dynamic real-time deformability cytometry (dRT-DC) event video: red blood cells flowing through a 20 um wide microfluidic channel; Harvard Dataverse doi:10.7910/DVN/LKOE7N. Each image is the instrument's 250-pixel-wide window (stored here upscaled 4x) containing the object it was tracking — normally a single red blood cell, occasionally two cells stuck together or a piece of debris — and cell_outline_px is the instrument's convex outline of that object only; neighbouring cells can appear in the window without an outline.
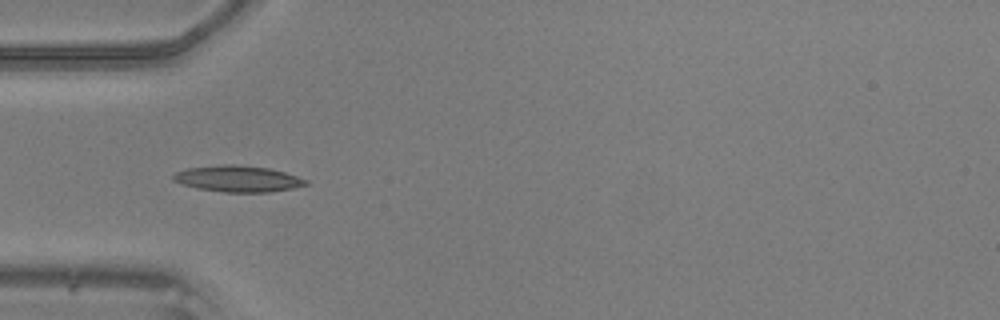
{"species": "common noctule bat (a hibernating species)", "species_latin": "Nyctalus noctula", "temperature_condition": "warm", "stored_images_in_passage": 24, "camera_frame_rate_fps": 3000, "um_per_image_px": 0.085, "animal": {"sex": "male", "body_mass_g": 20.5, "forearm_length_mm": 52.5}, "frame": {"image": 1, "passage_image": 1, "time_ms": 0.0, "image_size_px": [1000, 320], "cell_outline_px": [[308, 184], [292, 188], [272, 192], [224, 192], [196, 188], [172, 180], [172, 176], [176, 172], [188, 168], [224, 164], [236, 164], [268, 168], [284, 172], [308, 180]], "centroid_in_image_um": [20.22, 15.19], "position_along_channel_um": 64.8, "area_um2": 20.17}}
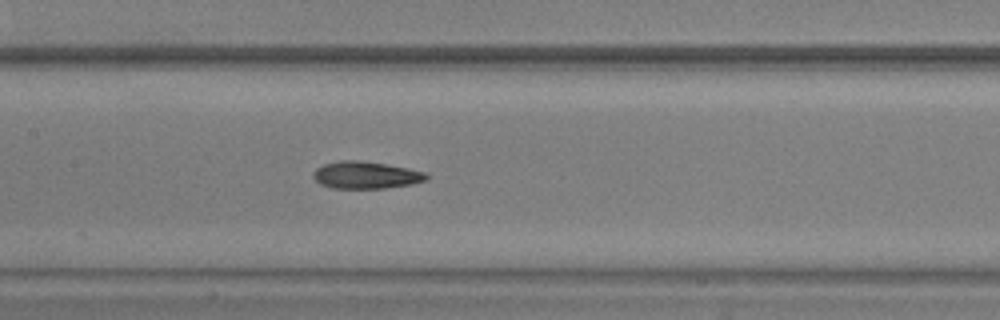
{"frame": {"image": 2, "passage_image": 9, "time_ms": 2.667, "image_size_px": [1000, 320], "cell_outline_px": [[428, 180], [412, 184], [384, 188], [332, 188], [320, 184], [312, 176], [312, 172], [316, 168], [324, 164], [340, 160], [360, 160], [408, 168], [428, 172]], "centroid_in_image_um": [31.11, 14.88], "position_along_channel_um": 176.3, "area_um2": 18.03}}
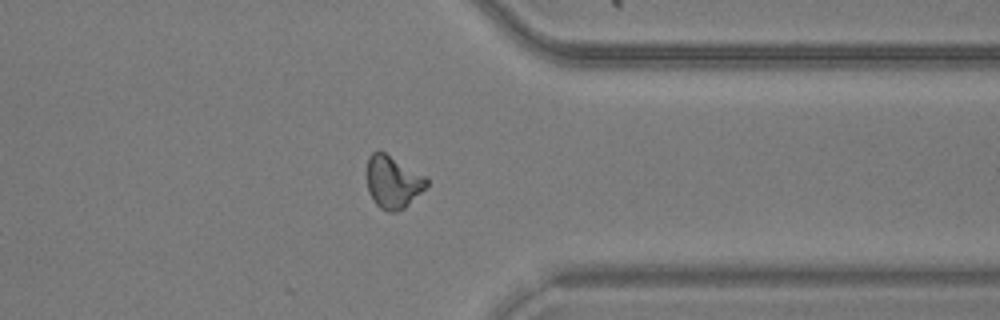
{"frame": {"image": 3, "passage_image": 24, "time_ms": 7.667, "image_size_px": [1000, 320], "cell_outline_px": [[428, 184], [404, 208], [396, 212], [388, 212], [380, 208], [376, 204], [368, 192], [368, 156], [376, 148], [384, 152], [424, 176], [428, 180]], "centroid_in_image_um": [33.36, 15.46], "position_along_channel_um": 378.0, "area_um2": 17.92}}